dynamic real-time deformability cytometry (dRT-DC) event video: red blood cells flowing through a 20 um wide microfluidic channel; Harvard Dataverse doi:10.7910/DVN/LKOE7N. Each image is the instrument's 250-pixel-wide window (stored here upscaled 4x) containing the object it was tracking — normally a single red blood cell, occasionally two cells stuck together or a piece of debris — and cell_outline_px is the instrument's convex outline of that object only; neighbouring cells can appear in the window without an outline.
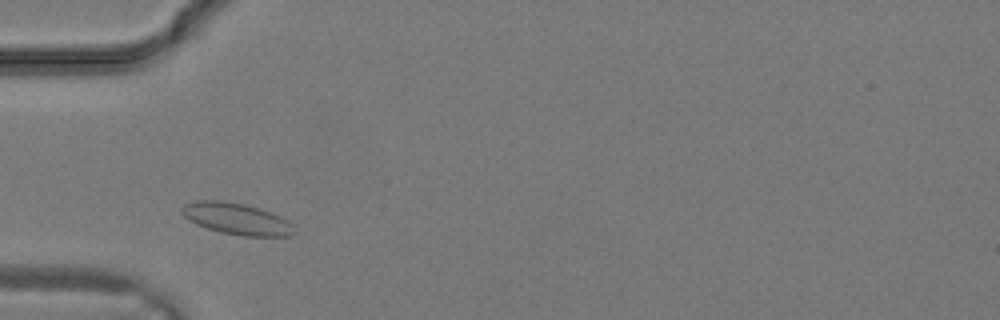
{"species": "common noctule bat (a hibernating species)", "species_latin": "Nyctalus noctula", "temperature_condition": "warm", "stored_images_in_passage": 22, "camera_frame_rate_fps": 3000, "um_per_image_px": 0.085, "animal": {"sex": "male", "body_mass_g": 19.2, "forearm_length_mm": 51.8}, "frame": {"image": 1, "passage_image": 2, "time_ms": 0.333, "image_size_px": [1000, 320], "cell_outline_px": [[296, 232], [292, 236], [244, 236], [220, 232], [196, 224], [188, 220], [180, 212], [180, 208], [184, 204], [196, 200], [224, 200], [244, 204], [260, 208], [272, 212], [288, 220], [292, 224]], "centroid_in_image_um": [20.11, 18.59], "position_along_channel_um": 64.9, "area_um2": 20.92}}
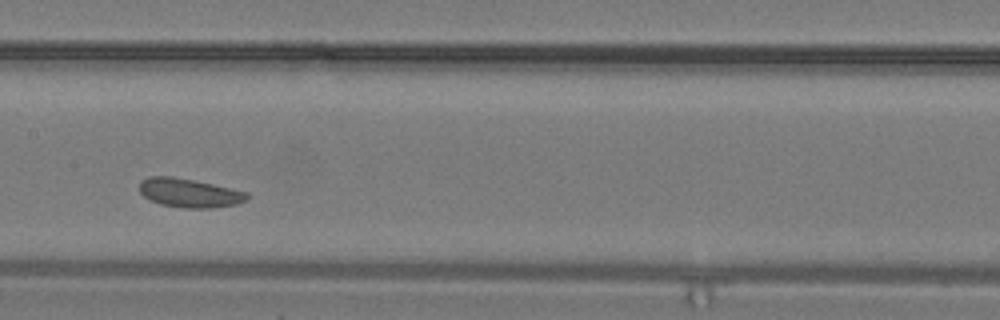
{"frame": {"image": 2, "passage_image": 8, "time_ms": 2.333, "image_size_px": [1000, 320], "cell_outline_px": [[248, 200], [236, 204], [212, 208], [184, 208], [160, 204], [144, 196], [140, 192], [140, 180], [148, 176], [172, 176], [196, 180], [248, 192]], "centroid_in_image_um": [16.1, 16.39], "position_along_channel_um": 191.3, "area_um2": 18.21}}
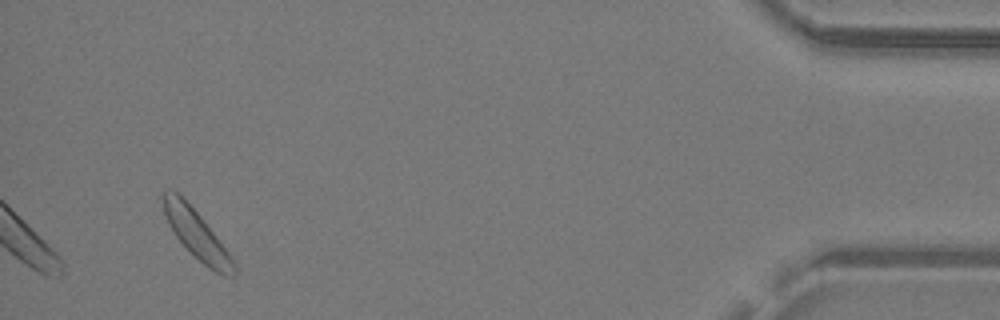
{"frame": {"image": 3, "passage_image": 22, "time_ms": 7.0, "image_size_px": [1000, 320], "cell_outline_px": [[236, 276], [224, 276], [208, 268], [176, 236], [164, 216], [160, 196], [160, 192], [168, 188], [176, 192], [200, 216], [228, 252], [236, 264]], "centroid_in_image_um": [16.68, 19.9], "position_along_channel_um": 418.5, "area_um2": 19.59}}